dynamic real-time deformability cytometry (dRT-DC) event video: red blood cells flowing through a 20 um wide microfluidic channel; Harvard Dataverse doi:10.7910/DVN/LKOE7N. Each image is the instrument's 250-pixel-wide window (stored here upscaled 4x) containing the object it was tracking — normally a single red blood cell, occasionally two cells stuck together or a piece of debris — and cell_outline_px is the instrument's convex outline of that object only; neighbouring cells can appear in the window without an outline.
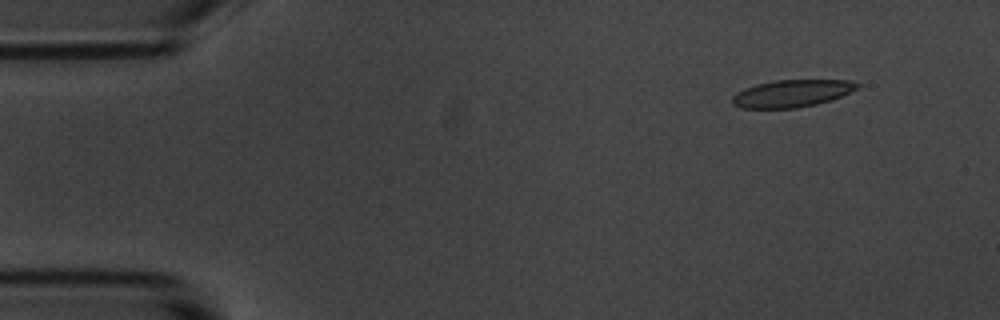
{"species": "common noctule bat (a hibernating species)", "species_latin": "Nyctalus noctula", "temperature_condition": "room temperature", "stored_images_in_passage": 5, "camera_frame_rate_fps": 3000, "um_per_image_px": 0.085, "animal": {"sex": "male", "body_mass_g": 20.1, "forearm_length_mm": 53.5}, "frame": {"image": 1, "passage_image": 2, "time_ms": 1.333, "image_size_px": [1000, 320], "cell_outline_px": [[860, 88], [832, 100], [816, 104], [796, 108], [740, 108], [732, 104], [732, 96], [736, 92], [744, 88], [756, 84], [776, 80], [848, 80], [860, 84]], "centroid_in_image_um": [67.31, 7.94], "position_along_channel_um": 17.7, "area_um2": 20.0}}